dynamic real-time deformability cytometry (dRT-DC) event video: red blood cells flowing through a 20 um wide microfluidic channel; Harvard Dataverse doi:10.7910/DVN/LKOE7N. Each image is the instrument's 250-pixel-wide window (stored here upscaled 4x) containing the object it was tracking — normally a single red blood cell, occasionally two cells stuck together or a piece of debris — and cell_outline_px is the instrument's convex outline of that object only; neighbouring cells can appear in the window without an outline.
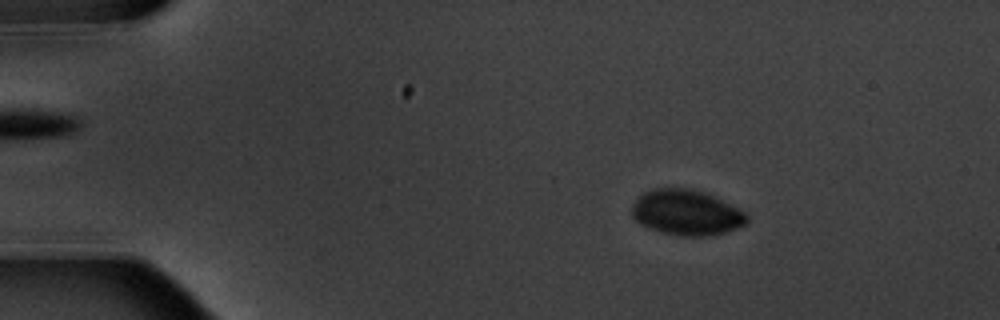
{"species": "common noctule bat (a hibernating species)", "species_latin": "Nyctalus noctula", "temperature_condition": "warm", "stored_images_in_passage": 9, "camera_frame_rate_fps": 3000, "um_per_image_px": 0.085, "animal": {"sex": "male", "body_mass_g": 20.1, "forearm_length_mm": 53.5}, "frame": {"image": 1, "passage_image": 2, "time_ms": 1.333, "image_size_px": [1000, 320], "cell_outline_px": [[748, 224], [728, 232], [712, 236], [680, 236], [660, 232], [648, 228], [640, 224], [632, 216], [632, 204], [644, 192], [656, 188], [688, 188], [704, 192], [744, 212], [748, 216]], "centroid_in_image_um": [58.34, 18.09], "position_along_channel_um": 26.7, "area_um2": 30.46}}